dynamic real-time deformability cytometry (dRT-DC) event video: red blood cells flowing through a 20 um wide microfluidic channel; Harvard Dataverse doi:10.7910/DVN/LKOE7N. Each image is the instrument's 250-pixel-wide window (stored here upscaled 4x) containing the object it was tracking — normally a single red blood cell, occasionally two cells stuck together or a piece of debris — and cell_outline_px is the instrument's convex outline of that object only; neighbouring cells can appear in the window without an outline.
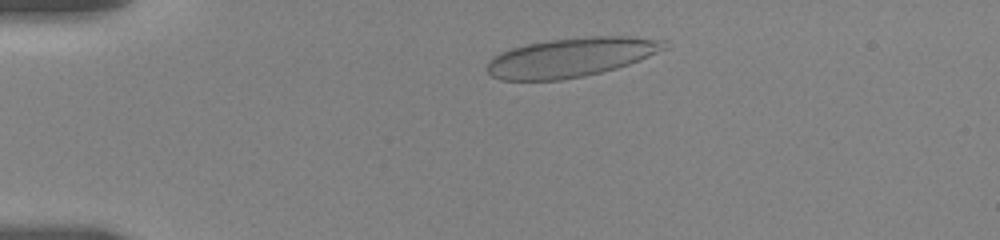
{"species": "human", "species_latin": "Homo sapiens", "temperature_condition": "room temperature", "stored_images_in_passage": 10, "camera_frame_rate_fps": 3000, "um_per_image_px": 0.085, "donor": {"sex": "female"}, "frame": {"image": 1, "passage_image": 5, "time_ms": 2.0, "image_size_px": [1000, 240], "cell_outline_px": [[672, 48], [628, 64], [616, 68], [584, 76], [560, 80], [500, 80], [492, 76], [488, 72], [488, 60], [500, 52], [512, 48], [528, 44], [552, 40], [592, 36], [628, 36], [668, 40]], "centroid_in_image_um": [48.63, 4.87], "position_along_channel_um": 36.4, "area_um2": 40.63}}
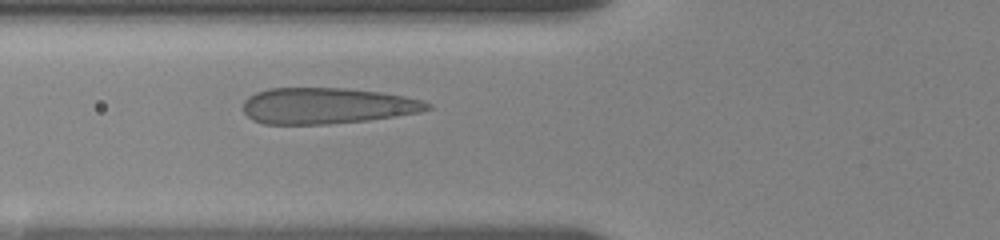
{"frame": {"image": 2, "passage_image": 10, "time_ms": 5.0, "image_size_px": [1000, 240], "cell_outline_px": [[432, 108], [420, 112], [396, 116], [368, 120], [328, 124], [264, 124], [252, 120], [244, 112], [244, 100], [248, 96], [256, 92], [268, 88], [344, 88], [380, 92], [404, 96], [424, 100], [432, 104]], "centroid_in_image_um": [27.8, 8.99], "position_along_channel_um": 98.0, "area_um2": 38.9}}